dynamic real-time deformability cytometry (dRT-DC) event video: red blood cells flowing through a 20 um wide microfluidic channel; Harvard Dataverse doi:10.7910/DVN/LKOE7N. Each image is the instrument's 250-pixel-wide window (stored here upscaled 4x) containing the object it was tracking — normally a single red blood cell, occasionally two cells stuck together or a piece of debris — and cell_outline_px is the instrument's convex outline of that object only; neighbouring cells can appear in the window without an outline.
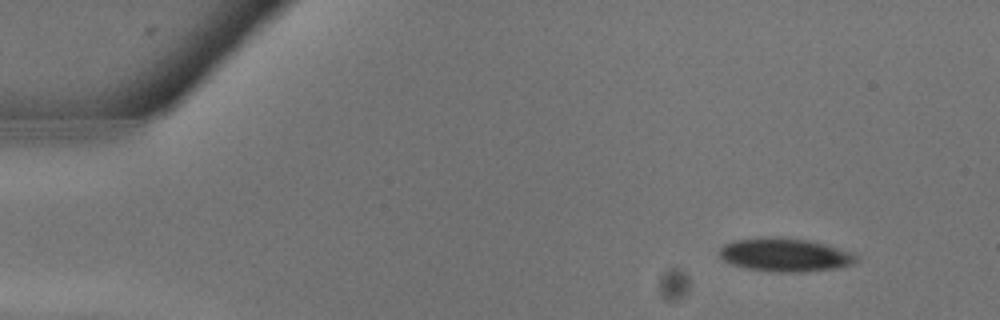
{"species": "common noctule bat (a hibernating species)", "species_latin": "Nyctalus noctula", "temperature_condition": "warm", "stored_images_in_passage": 5, "camera_frame_rate_fps": 3000, "um_per_image_px": 0.085, "animal": {"sex": "male", "body_mass_g": 13.3}, "frame": {"image": 1, "passage_image": 3, "time_ms": 0.667, "image_size_px": [1000, 320], "cell_outline_px": [[860, 260], [852, 264], [840, 268], [804, 272], [776, 272], [744, 268], [732, 264], [724, 260], [720, 256], [720, 248], [724, 244], [732, 240], [768, 236], [780, 236], [808, 240], [824, 244], [852, 252], [860, 256]], "centroid_in_image_um": [66.75, 21.66], "position_along_channel_um": 18.2, "area_um2": 27.11}}